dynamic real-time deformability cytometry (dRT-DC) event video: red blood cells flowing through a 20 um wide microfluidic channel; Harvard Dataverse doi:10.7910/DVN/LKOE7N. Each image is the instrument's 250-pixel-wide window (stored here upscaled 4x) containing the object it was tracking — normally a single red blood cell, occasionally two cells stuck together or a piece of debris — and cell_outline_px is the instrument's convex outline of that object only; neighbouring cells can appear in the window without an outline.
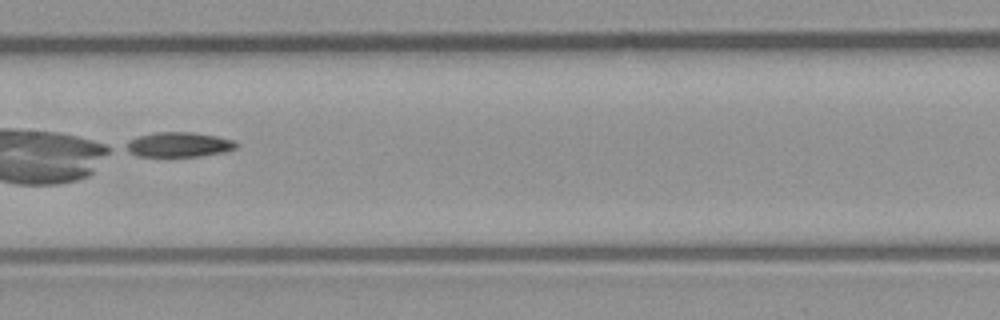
{"species": "common noctule bat (a hibernating species)", "species_latin": "Nyctalus noctula", "temperature_condition": "room temperature", "stored_images_in_passage": 8, "camera_frame_rate_fps": 3000, "um_per_image_px": 0.085, "animal": {"sex": "male", "body_mass_g": 23.1, "forearm_length_mm": 52.7}, "frame": {"image": 1, "passage_image": 8, "time_ms": 2.333, "image_size_px": [1000, 320], "cell_outline_px": [[236, 148], [224, 152], [200, 156], [168, 160], [136, 156], [120, 148], [132, 140], [140, 136], [156, 132], [192, 132], [216, 136], [236, 140]], "centroid_in_image_um": [15.12, 12.35], "position_along_channel_um": 192.3, "area_um2": 16.88}}